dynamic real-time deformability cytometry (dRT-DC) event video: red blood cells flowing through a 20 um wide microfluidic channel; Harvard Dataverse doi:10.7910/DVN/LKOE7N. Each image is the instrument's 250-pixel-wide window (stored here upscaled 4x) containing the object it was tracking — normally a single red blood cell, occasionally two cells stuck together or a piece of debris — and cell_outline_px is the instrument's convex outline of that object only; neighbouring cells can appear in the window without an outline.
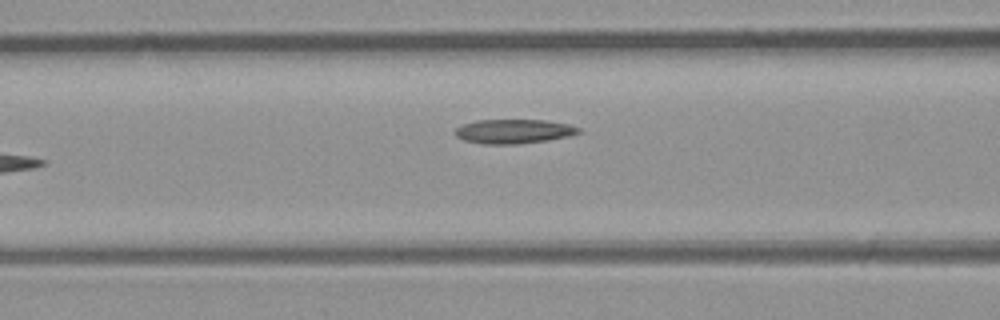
{"species": "common noctule bat (a hibernating species)", "species_latin": "Nyctalus noctula", "temperature_condition": "room temperature", "stored_images_in_passage": 5, "camera_frame_rate_fps": 3000, "um_per_image_px": 0.085, "animal": {"sex": "male", "body_mass_g": 23.1, "forearm_length_mm": 52.7}, "frame": {"image": 1, "passage_image": 5, "time_ms": 5.333, "image_size_px": [1000, 320], "cell_outline_px": [[580, 132], [568, 136], [548, 140], [516, 144], [484, 144], [464, 140], [456, 136], [456, 128], [464, 124], [476, 120], [544, 120], [568, 124], [580, 128]], "centroid_in_image_um": [43.66, 11.16], "position_along_channel_um": 122.9, "area_um2": 17.28}}